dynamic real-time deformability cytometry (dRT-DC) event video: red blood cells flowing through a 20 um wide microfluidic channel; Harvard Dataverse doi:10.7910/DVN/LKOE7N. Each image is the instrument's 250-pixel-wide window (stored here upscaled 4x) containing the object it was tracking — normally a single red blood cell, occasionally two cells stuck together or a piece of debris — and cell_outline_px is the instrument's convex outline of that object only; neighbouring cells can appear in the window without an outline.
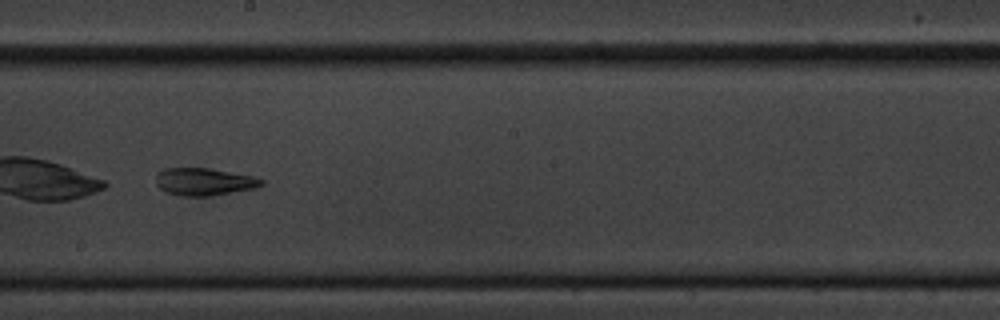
{"species": "common noctule bat (a hibernating species)", "species_latin": "Nyctalus noctula", "temperature_condition": "cold", "stored_images_in_passage": 44, "camera_frame_rate_fps": 3000, "um_per_image_px": 0.085, "animal": {"sex": "male", "body_mass_g": 20.1, "forearm_length_mm": 53.5}, "frame": {"image": 1, "passage_image": 23, "time_ms": 7.333, "image_size_px": [1000, 320], "cell_outline_px": [[264, 184], [256, 188], [208, 196], [184, 196], [164, 192], [156, 184], [156, 172], [164, 168], [208, 168], [252, 176], [264, 180]], "centroid_in_image_um": [17.31, 15.44], "position_along_channel_um": 230.9, "area_um2": 16.88}}
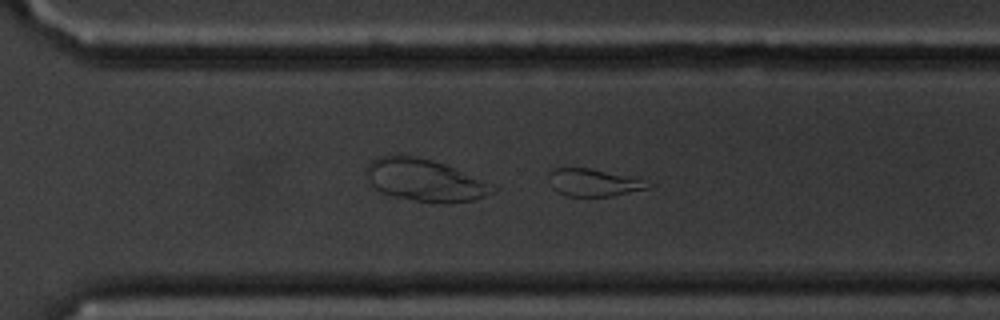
{"frame": {"image": 2, "passage_image": 31, "time_ms": 10.0, "image_size_px": [1000, 320], "cell_outline_px": [[652, 184], [648, 188], [612, 196], [568, 196], [556, 192], [552, 188], [548, 176], [548, 172], [552, 168], [588, 168], [640, 176]], "centroid_in_image_um": [50.5, 15.49], "position_along_channel_um": 320.1, "area_um2": 16.36}}
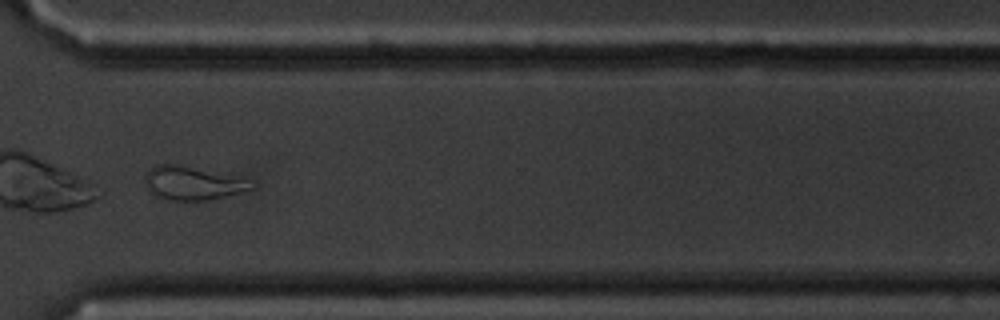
{"frame": {"image": 3, "passage_image": 34, "time_ms": 11.0, "image_size_px": [1000, 320], "cell_outline_px": [[256, 188], [208, 200], [164, 200], [156, 196], [144, 184], [144, 172], [156, 164], [176, 164], [244, 180], [256, 184]], "centroid_in_image_um": [16.25, 15.58], "position_along_channel_um": 354.3, "area_um2": 20.23}, "authors_computed_cell_mechanics": {"area_um2": 17.4267, "velocity_mm_per_s": 3.3613, "shape_relaxation_time_tau1_ms": null, "shape_relaxation_time_tau2_ms": 5.127, "deformation_change_tau1": null, "deformation_change_tau2": 0.1412}}